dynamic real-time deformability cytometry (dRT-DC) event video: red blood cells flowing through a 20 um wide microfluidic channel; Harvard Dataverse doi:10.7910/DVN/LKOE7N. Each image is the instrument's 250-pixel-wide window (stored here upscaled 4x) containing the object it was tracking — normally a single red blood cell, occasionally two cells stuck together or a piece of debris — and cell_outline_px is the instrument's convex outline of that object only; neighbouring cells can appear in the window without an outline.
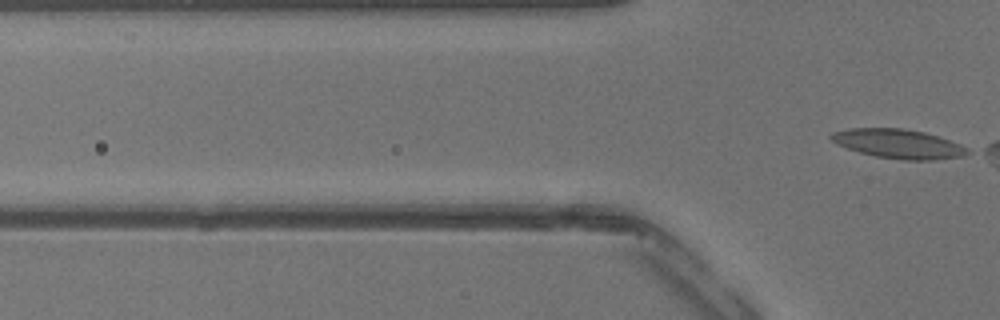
{"species": "common noctule bat (a hibernating species)", "species_latin": "Nyctalus noctula", "temperature_condition": "warm", "stored_images_in_passage": 3, "camera_frame_rate_fps": 3000, "um_per_image_px": 0.085, "animal": {"sex": "male", "body_mass_g": 13.3}, "frame": {"image": 1, "passage_image": 3, "time_ms": 0.667, "image_size_px": [1000, 320], "cell_outline_px": [[972, 152], [964, 156], [932, 160], [904, 160], [876, 156], [860, 152], [836, 144], [828, 136], [832, 132], [848, 128], [904, 128], [924, 132], [960, 144], [968, 148]], "centroid_in_image_um": [76.36, 12.22], "position_along_channel_um": 49.4, "area_um2": 23.18}}